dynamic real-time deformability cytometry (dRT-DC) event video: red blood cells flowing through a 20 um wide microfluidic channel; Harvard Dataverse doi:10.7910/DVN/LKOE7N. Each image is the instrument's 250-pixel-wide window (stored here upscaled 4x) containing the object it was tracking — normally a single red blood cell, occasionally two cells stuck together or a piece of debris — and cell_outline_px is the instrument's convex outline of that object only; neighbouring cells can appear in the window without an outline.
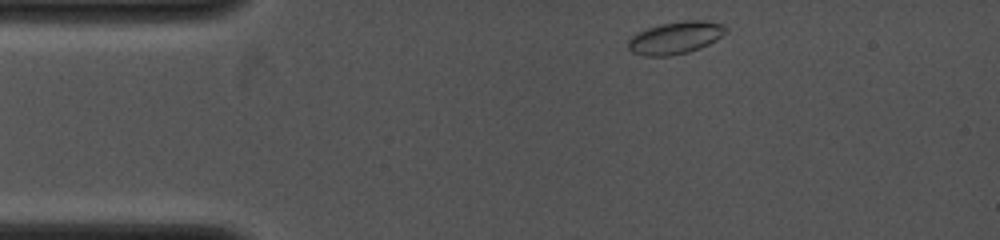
{"species": "common noctule bat (a hibernating species)", "species_latin": "Nyctalus noctula", "temperature_condition": "cold", "stored_images_in_passage": 43, "camera_frame_rate_fps": 4000, "um_per_image_px": 0.085, "animal": {"sex": "female", "body_mass_g": 19.0, "forearm_length_mm": 53.3}, "frame": {"image": 1, "passage_image": 1, "time_ms": 0.0, "image_size_px": [1000, 240], "cell_outline_px": [[728, 28], [716, 40], [700, 48], [688, 52], [668, 56], [644, 56], [632, 52], [628, 48], [628, 40], [636, 32], [660, 24], [684, 20], [704, 20], [724, 24]], "centroid_in_image_um": [57.4, 3.2], "position_along_channel_um": 27.6, "area_um2": 18.44}}
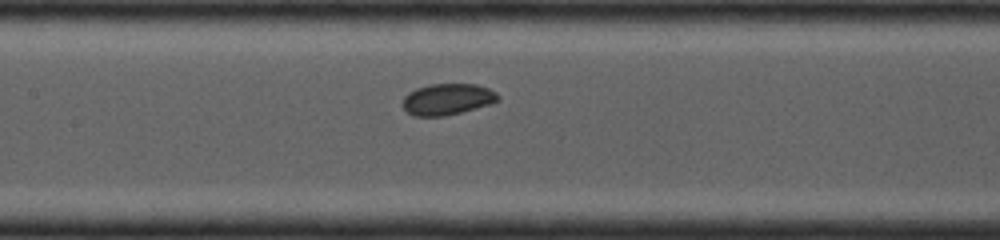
{"frame": {"image": 2, "passage_image": 18, "time_ms": 4.25, "image_size_px": [1000, 240], "cell_outline_px": [[500, 100], [492, 104], [444, 116], [412, 116], [404, 108], [404, 96], [408, 92], [416, 88], [432, 84], [476, 84], [488, 88], [496, 92], [500, 96]], "centroid_in_image_um": [38.06, 8.43], "position_along_channel_um": 169.3, "area_um2": 17.4}}
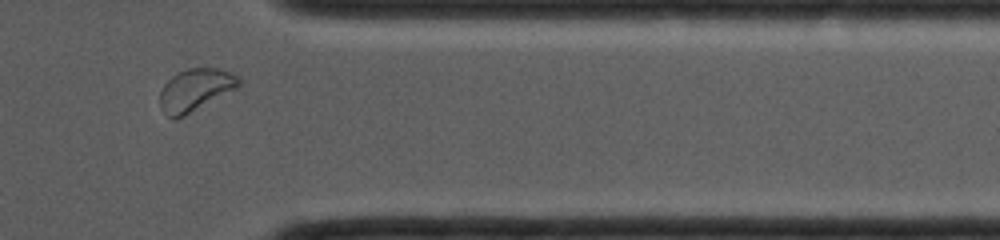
{"frame": {"image": 3, "passage_image": 38, "time_ms": 9.25, "image_size_px": [1000, 240], "cell_outline_px": [[244, 80], [240, 88], [184, 116], [172, 120], [160, 108], [160, 92], [164, 84], [176, 72], [188, 68], [220, 68], [240, 76]], "centroid_in_image_um": [16.67, 7.63], "position_along_channel_um": 394.7, "area_um2": 20.06}}